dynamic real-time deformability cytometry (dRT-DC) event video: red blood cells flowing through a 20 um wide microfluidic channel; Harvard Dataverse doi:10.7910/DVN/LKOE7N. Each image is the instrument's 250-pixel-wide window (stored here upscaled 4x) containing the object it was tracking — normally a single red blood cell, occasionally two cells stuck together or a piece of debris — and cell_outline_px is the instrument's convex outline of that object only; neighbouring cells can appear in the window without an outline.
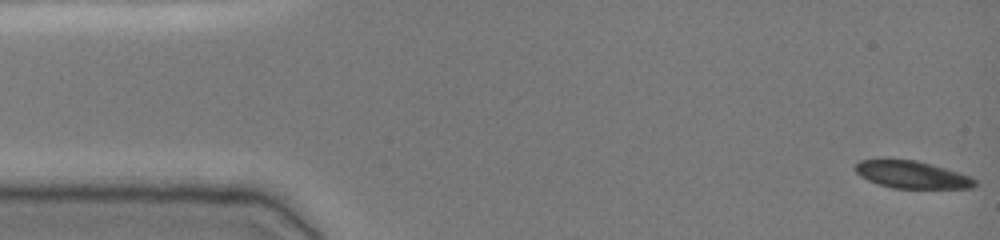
{"species": "common noctule bat (a hibernating species)", "species_latin": "Nyctalus noctula", "temperature_condition": "cold", "stored_images_in_passage": 50, "camera_frame_rate_fps": 3000, "um_per_image_px": 0.085, "animal": {"sex": "female", "body_mass_g": 19.0, "forearm_length_mm": 51.5}, "frame": {"image": 1, "passage_image": 1, "time_ms": 0.0, "image_size_px": [1000, 240], "cell_outline_px": [[976, 184], [972, 188], [892, 188], [868, 180], [860, 176], [852, 168], [860, 160], [916, 160], [932, 164], [972, 176], [976, 180]], "centroid_in_image_um": [77.53, 14.85], "position_along_channel_um": 7.5, "area_um2": 18.96}}
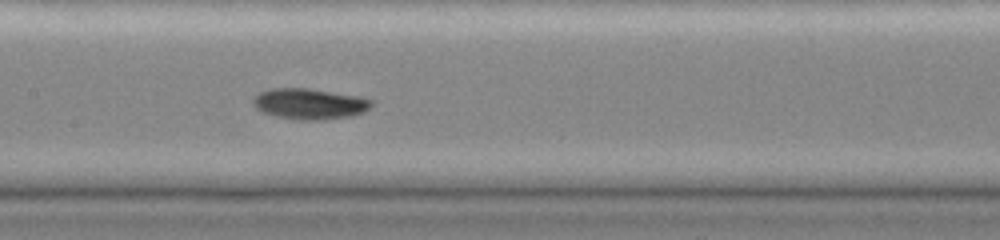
{"frame": {"image": 2, "passage_image": 24, "time_ms": 7.667, "image_size_px": [1000, 240], "cell_outline_px": [[372, 104], [364, 112], [352, 116], [320, 120], [300, 120], [280, 116], [264, 112], [256, 108], [252, 104], [252, 100], [260, 92], [268, 88], [308, 88], [356, 96], [372, 100]], "centroid_in_image_um": [26.3, 8.82], "position_along_channel_um": 181.1, "area_um2": 20.98}}
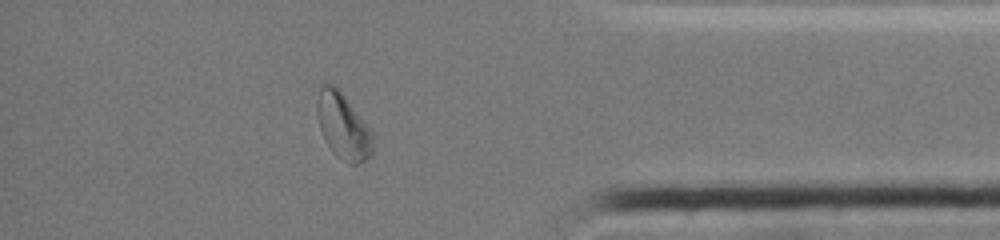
{"frame": {"image": 3, "passage_image": 43, "time_ms": 14.0, "image_size_px": [1000, 240], "cell_outline_px": [[376, 136], [372, 156], [360, 164], [352, 164], [336, 156], [332, 152], [324, 140], [320, 132], [316, 112], [316, 104], [320, 84], [336, 84]], "centroid_in_image_um": [29.18, 10.73], "position_along_channel_um": 406.0, "area_um2": 22.2}, "authors_computed_cell_mechanics": {"area_um2": 20.6924, "velocity_mm_per_s": 3.8006, "shape_relaxation_time_tau1_ms": 2.926, "shape_relaxation_time_tau2_ms": null, "deformation_change_tau1": 0.1069, "deformation_change_tau2": null}}